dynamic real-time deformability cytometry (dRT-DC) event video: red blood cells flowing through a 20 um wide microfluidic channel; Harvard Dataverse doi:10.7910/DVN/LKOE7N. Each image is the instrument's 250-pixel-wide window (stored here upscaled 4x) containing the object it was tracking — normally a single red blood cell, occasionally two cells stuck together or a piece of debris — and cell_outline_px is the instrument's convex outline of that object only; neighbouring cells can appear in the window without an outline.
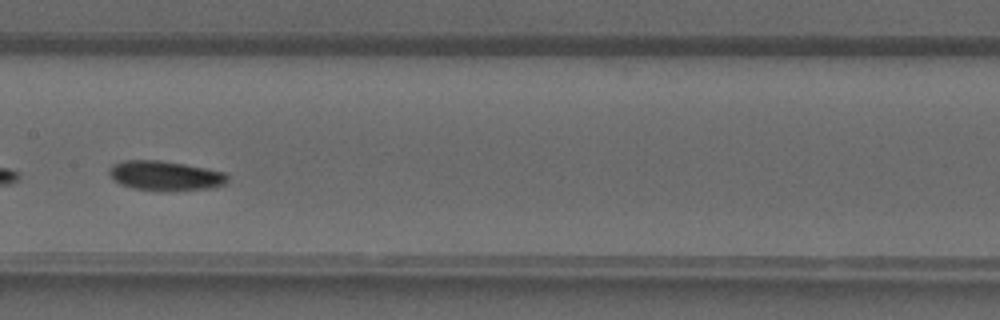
{"species": "common noctule bat (a hibernating species)", "species_latin": "Nyctalus noctula", "temperature_condition": "warm", "stored_images_in_passage": 31, "camera_frame_rate_fps": 3000, "um_per_image_px": 0.085, "animal": {"sex": "male", "forearm_length_mm": 52.5}, "frame": {"image": 1, "passage_image": 18, "time_ms": 5.667, "image_size_px": [1000, 320], "cell_outline_px": [[228, 180], [224, 184], [212, 188], [132, 188], [120, 184], [108, 172], [108, 168], [112, 164], [124, 160], [160, 160], [208, 168], [224, 172], [228, 176]], "centroid_in_image_um": [14.03, 14.87], "position_along_channel_um": 193.4, "area_um2": 19.59}}